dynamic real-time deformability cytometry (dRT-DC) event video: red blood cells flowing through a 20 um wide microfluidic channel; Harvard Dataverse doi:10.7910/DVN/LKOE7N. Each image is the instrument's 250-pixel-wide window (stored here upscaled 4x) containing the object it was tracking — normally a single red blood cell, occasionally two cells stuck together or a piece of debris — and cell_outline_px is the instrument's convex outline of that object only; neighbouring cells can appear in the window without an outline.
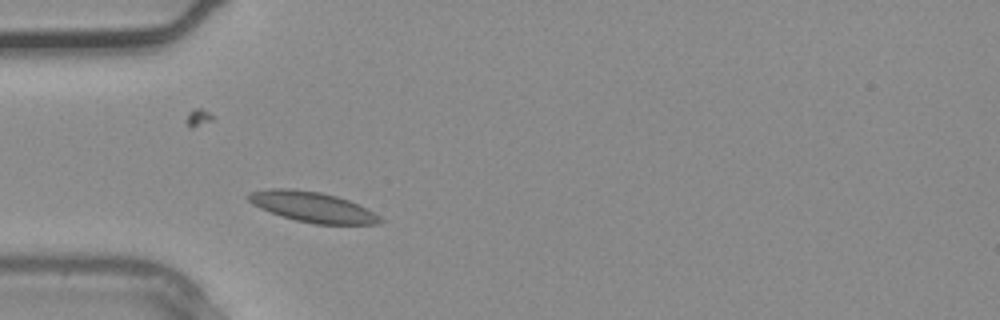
{"species": "common noctule bat (a hibernating species)", "species_latin": "Nyctalus noctula", "temperature_condition": "warm", "stored_images_in_passage": 1, "camera_frame_rate_fps": 3000, "um_per_image_px": 0.085, "animal": {"sex": "male", "body_mass_g": 20.4}, "frame": {"image": 1, "passage_image": 1, "time_ms": 0.0, "image_size_px": [1000, 320], "cell_outline_px": [[384, 220], [380, 224], [316, 224], [296, 220], [260, 208], [252, 204], [244, 196], [248, 192], [268, 188], [292, 188], [320, 192], [336, 196], [348, 200], [380, 216]], "centroid_in_image_um": [26.51, 17.57], "position_along_channel_um": 58.5, "area_um2": 23.12}}